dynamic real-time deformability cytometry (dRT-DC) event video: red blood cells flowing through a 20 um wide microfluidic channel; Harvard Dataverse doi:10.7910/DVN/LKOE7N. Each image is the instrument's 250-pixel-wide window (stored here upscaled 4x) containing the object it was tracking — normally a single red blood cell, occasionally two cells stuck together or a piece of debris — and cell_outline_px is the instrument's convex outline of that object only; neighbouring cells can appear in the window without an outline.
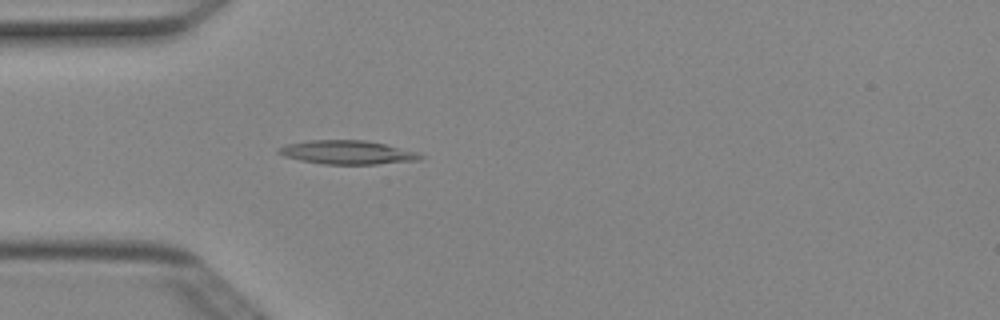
{"species": "Egyptian fruit bat (a non-hibernating species)", "species_latin": "Rousettus aegyptiacus", "temperature_condition": "cold", "stored_images_in_passage": 3, "camera_frame_rate_fps": 3000, "um_per_image_px": 0.085, "animal": {"sex": "female"}, "frame": {"image": 1, "passage_image": 3, "time_ms": 0.667, "image_size_px": [1000, 320], "cell_outline_px": [[424, 156], [420, 160], [376, 164], [320, 164], [300, 160], [284, 156], [276, 152], [276, 148], [288, 144], [308, 140], [364, 140], [384, 144], [420, 152]], "centroid_in_image_um": [29.52, 12.95], "position_along_channel_um": 55.5, "area_um2": 19.71}}